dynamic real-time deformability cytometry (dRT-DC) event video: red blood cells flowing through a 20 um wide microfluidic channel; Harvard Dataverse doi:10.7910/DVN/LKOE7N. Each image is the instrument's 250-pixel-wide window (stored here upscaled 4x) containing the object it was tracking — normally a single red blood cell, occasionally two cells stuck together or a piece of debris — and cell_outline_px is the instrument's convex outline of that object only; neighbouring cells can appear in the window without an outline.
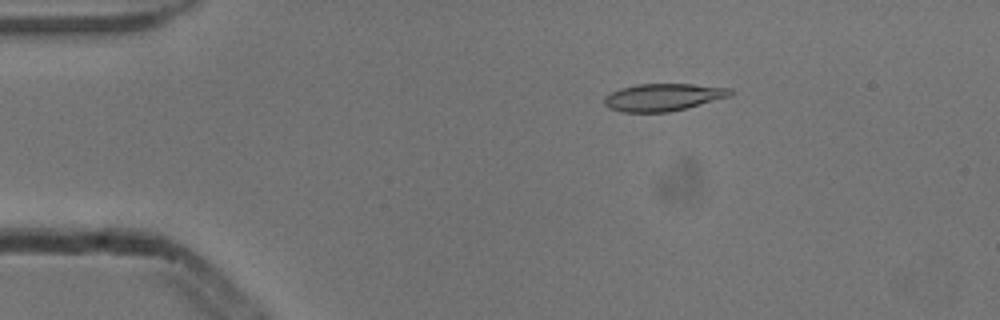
{"species": "common noctule bat (a hibernating species)", "species_latin": "Nyctalus noctula", "temperature_condition": "cold", "stored_images_in_passage": 6, "camera_frame_rate_fps": 3000, "um_per_image_px": 0.085, "animal": {"sex": "male", "body_mass_g": 13.3}, "frame": {"image": 1, "passage_image": 3, "time_ms": 0.667, "image_size_px": [1000, 320], "cell_outline_px": [[732, 96], [668, 112], [620, 112], [608, 108], [604, 104], [604, 96], [620, 88], [636, 84], [692, 84], [732, 88]], "centroid_in_image_um": [56.34, 8.26], "position_along_channel_um": 28.7, "area_um2": 20.11}}
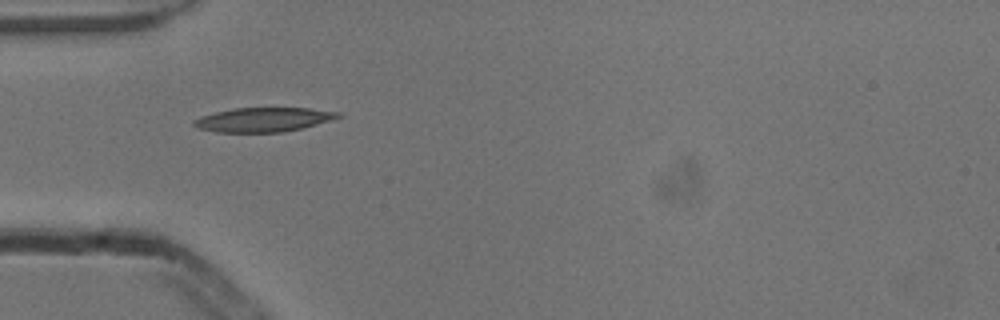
{"frame": {"image": 2, "passage_image": 5, "time_ms": 1.333, "image_size_px": [1000, 320], "cell_outline_px": [[344, 116], [332, 120], [284, 132], [216, 132], [196, 128], [192, 124], [192, 120], [200, 116], [232, 108], [308, 108], [340, 112]], "centroid_in_image_um": [22.37, 10.17], "position_along_channel_um": 62.6, "area_um2": 20.46}}
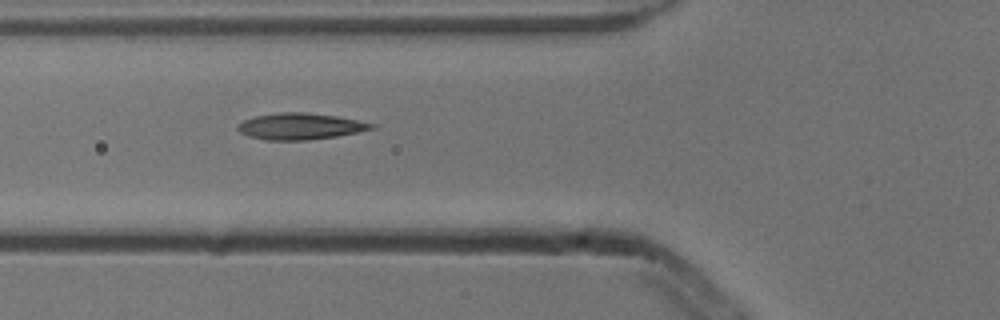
{"frame": {"image": 3, "passage_image": 6, "time_ms": 1.667, "image_size_px": [1000, 320], "cell_outline_px": [[376, 128], [360, 132], [336, 136], [308, 140], [268, 140], [248, 136], [240, 132], [236, 128], [244, 120], [256, 116], [280, 112], [304, 112], [336, 116], [376, 124]], "centroid_in_image_um": [25.55, 10.74], "position_along_channel_um": 100.3, "area_um2": 20.46}}